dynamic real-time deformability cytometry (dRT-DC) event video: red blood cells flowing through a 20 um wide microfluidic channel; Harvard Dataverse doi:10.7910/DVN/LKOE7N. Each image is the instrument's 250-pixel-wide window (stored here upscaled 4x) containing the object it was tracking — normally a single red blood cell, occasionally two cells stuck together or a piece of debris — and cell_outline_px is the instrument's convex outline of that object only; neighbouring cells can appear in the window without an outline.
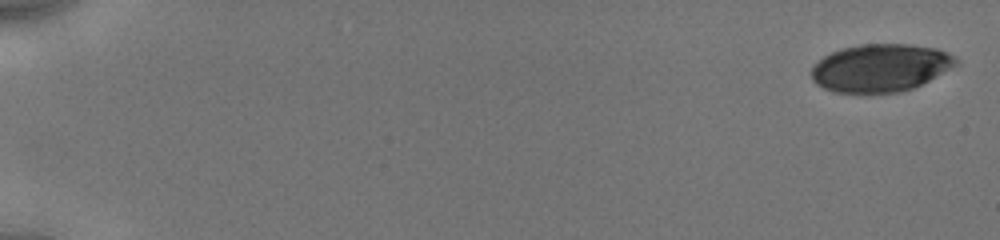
{"species": "human", "species_latin": "Homo sapiens", "temperature_condition": "cold", "stored_images_in_passage": 17, "camera_frame_rate_fps": 3000, "um_per_image_px": 0.085, "donor": {"sex": "male"}, "frame": {"image": 1, "passage_image": 1, "time_ms": 0.0, "image_size_px": [1000, 240], "cell_outline_px": [[960, 64], [912, 88], [900, 92], [836, 92], [824, 88], [816, 84], [812, 80], [812, 68], [824, 56], [840, 48], [860, 44], [912, 44], [936, 48], [948, 52], [960, 60]], "centroid_in_image_um": [74.87, 5.75], "position_along_channel_um": 10.1, "area_um2": 40.11}}
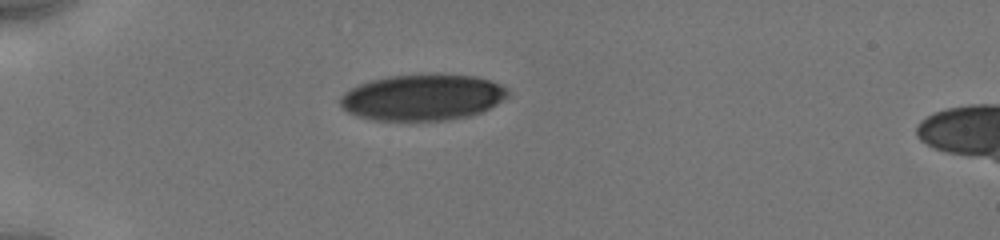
{"frame": {"image": 2, "passage_image": 13, "time_ms": 5.0, "image_size_px": [1000, 240], "cell_outline_px": [[508, 96], [496, 104], [472, 116], [444, 120], [372, 120], [356, 116], [348, 112], [340, 104], [340, 96], [344, 92], [360, 84], [372, 80], [388, 76], [436, 72], [476, 76], [500, 84], [508, 88]], "centroid_in_image_um": [35.93, 8.25], "position_along_channel_um": 49.1, "area_um2": 45.6}}
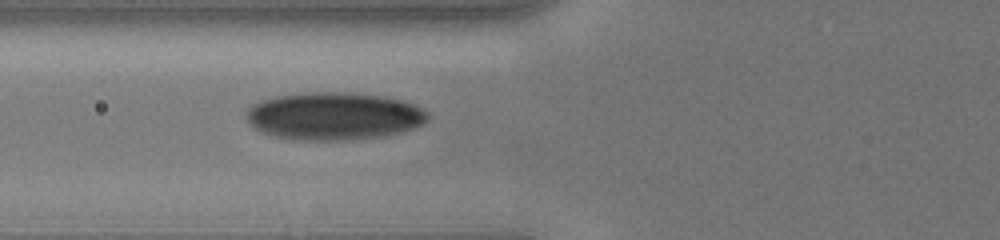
{"frame": {"image": 3, "passage_image": 17, "time_ms": 7.0, "image_size_px": [1000, 240], "cell_outline_px": [[428, 120], [424, 124], [400, 132], [384, 136], [340, 140], [292, 140], [272, 136], [256, 128], [248, 120], [248, 108], [252, 104], [276, 96], [304, 92], [348, 92], [380, 96], [404, 100], [428, 112]], "centroid_in_image_um": [28.4, 9.86], "position_along_channel_um": 97.4, "area_um2": 50.23}}